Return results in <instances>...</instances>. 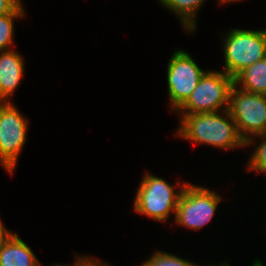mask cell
Instances as JSON below:
<instances>
[{
  "label": "cell",
  "instance_id": "cell-1",
  "mask_svg": "<svg viewBox=\"0 0 266 266\" xmlns=\"http://www.w3.org/2000/svg\"><path fill=\"white\" fill-rule=\"evenodd\" d=\"M224 114V117L221 115ZM200 114H180L177 135L195 143L212 147L232 149L246 147L229 110Z\"/></svg>",
  "mask_w": 266,
  "mask_h": 266
},
{
  "label": "cell",
  "instance_id": "cell-2",
  "mask_svg": "<svg viewBox=\"0 0 266 266\" xmlns=\"http://www.w3.org/2000/svg\"><path fill=\"white\" fill-rule=\"evenodd\" d=\"M178 184V191L160 177L146 173L137 189L134 210L157 221H167L171 212L175 216L180 196L187 183Z\"/></svg>",
  "mask_w": 266,
  "mask_h": 266
},
{
  "label": "cell",
  "instance_id": "cell-3",
  "mask_svg": "<svg viewBox=\"0 0 266 266\" xmlns=\"http://www.w3.org/2000/svg\"><path fill=\"white\" fill-rule=\"evenodd\" d=\"M233 85L234 79L224 71L206 70L194 91L176 111L200 114L228 110Z\"/></svg>",
  "mask_w": 266,
  "mask_h": 266
},
{
  "label": "cell",
  "instance_id": "cell-4",
  "mask_svg": "<svg viewBox=\"0 0 266 266\" xmlns=\"http://www.w3.org/2000/svg\"><path fill=\"white\" fill-rule=\"evenodd\" d=\"M228 110L246 146L255 143L253 135L266 134V95L243 91L234 84Z\"/></svg>",
  "mask_w": 266,
  "mask_h": 266
},
{
  "label": "cell",
  "instance_id": "cell-5",
  "mask_svg": "<svg viewBox=\"0 0 266 266\" xmlns=\"http://www.w3.org/2000/svg\"><path fill=\"white\" fill-rule=\"evenodd\" d=\"M223 43V71L233 79L248 66L264 59L266 54L261 30L230 29Z\"/></svg>",
  "mask_w": 266,
  "mask_h": 266
},
{
  "label": "cell",
  "instance_id": "cell-6",
  "mask_svg": "<svg viewBox=\"0 0 266 266\" xmlns=\"http://www.w3.org/2000/svg\"><path fill=\"white\" fill-rule=\"evenodd\" d=\"M221 200L213 190L187 184L176 208L175 221L178 225L199 230L212 220Z\"/></svg>",
  "mask_w": 266,
  "mask_h": 266
},
{
  "label": "cell",
  "instance_id": "cell-7",
  "mask_svg": "<svg viewBox=\"0 0 266 266\" xmlns=\"http://www.w3.org/2000/svg\"><path fill=\"white\" fill-rule=\"evenodd\" d=\"M28 121L12 102H0V163L12 174L25 145Z\"/></svg>",
  "mask_w": 266,
  "mask_h": 266
},
{
  "label": "cell",
  "instance_id": "cell-8",
  "mask_svg": "<svg viewBox=\"0 0 266 266\" xmlns=\"http://www.w3.org/2000/svg\"><path fill=\"white\" fill-rule=\"evenodd\" d=\"M205 72L190 53L175 50L167 65L168 94L173 111L187 100Z\"/></svg>",
  "mask_w": 266,
  "mask_h": 266
},
{
  "label": "cell",
  "instance_id": "cell-9",
  "mask_svg": "<svg viewBox=\"0 0 266 266\" xmlns=\"http://www.w3.org/2000/svg\"><path fill=\"white\" fill-rule=\"evenodd\" d=\"M24 72V60L16 51H0V102H9Z\"/></svg>",
  "mask_w": 266,
  "mask_h": 266
},
{
  "label": "cell",
  "instance_id": "cell-10",
  "mask_svg": "<svg viewBox=\"0 0 266 266\" xmlns=\"http://www.w3.org/2000/svg\"><path fill=\"white\" fill-rule=\"evenodd\" d=\"M31 248L16 234L0 244V266H40Z\"/></svg>",
  "mask_w": 266,
  "mask_h": 266
},
{
  "label": "cell",
  "instance_id": "cell-11",
  "mask_svg": "<svg viewBox=\"0 0 266 266\" xmlns=\"http://www.w3.org/2000/svg\"><path fill=\"white\" fill-rule=\"evenodd\" d=\"M234 84L250 93L266 95V62L259 60L241 71L235 78Z\"/></svg>",
  "mask_w": 266,
  "mask_h": 266
},
{
  "label": "cell",
  "instance_id": "cell-12",
  "mask_svg": "<svg viewBox=\"0 0 266 266\" xmlns=\"http://www.w3.org/2000/svg\"><path fill=\"white\" fill-rule=\"evenodd\" d=\"M166 9L179 17L186 32H195L196 13L205 0H158Z\"/></svg>",
  "mask_w": 266,
  "mask_h": 266
},
{
  "label": "cell",
  "instance_id": "cell-13",
  "mask_svg": "<svg viewBox=\"0 0 266 266\" xmlns=\"http://www.w3.org/2000/svg\"><path fill=\"white\" fill-rule=\"evenodd\" d=\"M25 11L22 2L9 14L0 16V51L11 49L14 36V20L22 18Z\"/></svg>",
  "mask_w": 266,
  "mask_h": 266
},
{
  "label": "cell",
  "instance_id": "cell-14",
  "mask_svg": "<svg viewBox=\"0 0 266 266\" xmlns=\"http://www.w3.org/2000/svg\"><path fill=\"white\" fill-rule=\"evenodd\" d=\"M140 266H199L168 252L158 251Z\"/></svg>",
  "mask_w": 266,
  "mask_h": 266
},
{
  "label": "cell",
  "instance_id": "cell-15",
  "mask_svg": "<svg viewBox=\"0 0 266 266\" xmlns=\"http://www.w3.org/2000/svg\"><path fill=\"white\" fill-rule=\"evenodd\" d=\"M261 142L259 143L253 154H251L248 169L266 173V135H259Z\"/></svg>",
  "mask_w": 266,
  "mask_h": 266
},
{
  "label": "cell",
  "instance_id": "cell-16",
  "mask_svg": "<svg viewBox=\"0 0 266 266\" xmlns=\"http://www.w3.org/2000/svg\"><path fill=\"white\" fill-rule=\"evenodd\" d=\"M76 256V260H75V264L73 266H104L106 263L99 261L97 259H92L90 258V256L86 257H80L79 255H75ZM78 256V257H77ZM60 266H66V265H60ZM68 266V265H67Z\"/></svg>",
  "mask_w": 266,
  "mask_h": 266
},
{
  "label": "cell",
  "instance_id": "cell-17",
  "mask_svg": "<svg viewBox=\"0 0 266 266\" xmlns=\"http://www.w3.org/2000/svg\"><path fill=\"white\" fill-rule=\"evenodd\" d=\"M21 2V0H0V16L11 13Z\"/></svg>",
  "mask_w": 266,
  "mask_h": 266
},
{
  "label": "cell",
  "instance_id": "cell-18",
  "mask_svg": "<svg viewBox=\"0 0 266 266\" xmlns=\"http://www.w3.org/2000/svg\"><path fill=\"white\" fill-rule=\"evenodd\" d=\"M11 235L12 233L5 228L0 219V244L4 243Z\"/></svg>",
  "mask_w": 266,
  "mask_h": 266
},
{
  "label": "cell",
  "instance_id": "cell-19",
  "mask_svg": "<svg viewBox=\"0 0 266 266\" xmlns=\"http://www.w3.org/2000/svg\"><path fill=\"white\" fill-rule=\"evenodd\" d=\"M233 1L236 2V1H240V0H219L220 4H222V3H223V4H224V3L226 4V3H228V2H229V3H232Z\"/></svg>",
  "mask_w": 266,
  "mask_h": 266
},
{
  "label": "cell",
  "instance_id": "cell-20",
  "mask_svg": "<svg viewBox=\"0 0 266 266\" xmlns=\"http://www.w3.org/2000/svg\"><path fill=\"white\" fill-rule=\"evenodd\" d=\"M262 34H263V37H264V40H265V43H266V29L265 30H261Z\"/></svg>",
  "mask_w": 266,
  "mask_h": 266
},
{
  "label": "cell",
  "instance_id": "cell-21",
  "mask_svg": "<svg viewBox=\"0 0 266 266\" xmlns=\"http://www.w3.org/2000/svg\"><path fill=\"white\" fill-rule=\"evenodd\" d=\"M252 266H261L256 260H254Z\"/></svg>",
  "mask_w": 266,
  "mask_h": 266
},
{
  "label": "cell",
  "instance_id": "cell-22",
  "mask_svg": "<svg viewBox=\"0 0 266 266\" xmlns=\"http://www.w3.org/2000/svg\"><path fill=\"white\" fill-rule=\"evenodd\" d=\"M211 266H212V265H211ZM214 266H229V264L226 262V264L223 263L222 265H214Z\"/></svg>",
  "mask_w": 266,
  "mask_h": 266
},
{
  "label": "cell",
  "instance_id": "cell-23",
  "mask_svg": "<svg viewBox=\"0 0 266 266\" xmlns=\"http://www.w3.org/2000/svg\"><path fill=\"white\" fill-rule=\"evenodd\" d=\"M256 261H257L261 266H264V265L261 263L262 261H260V260H258V259H257Z\"/></svg>",
  "mask_w": 266,
  "mask_h": 266
}]
</instances>
